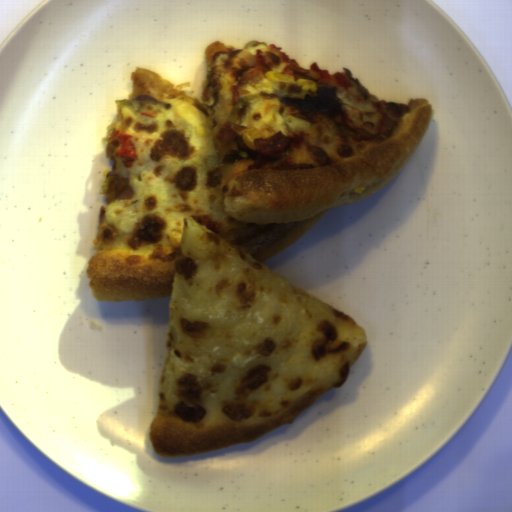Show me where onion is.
Wrapping results in <instances>:
<instances>
[{
	"label": "onion",
	"instance_id": "onion-1",
	"mask_svg": "<svg viewBox=\"0 0 512 512\" xmlns=\"http://www.w3.org/2000/svg\"><path fill=\"white\" fill-rule=\"evenodd\" d=\"M280 102L287 108H294L310 115L323 114L333 119L344 114L343 103L337 98L336 86L331 85L319 86L316 96L307 94L302 100H294L285 95L280 98Z\"/></svg>",
	"mask_w": 512,
	"mask_h": 512
},
{
	"label": "onion",
	"instance_id": "onion-2",
	"mask_svg": "<svg viewBox=\"0 0 512 512\" xmlns=\"http://www.w3.org/2000/svg\"><path fill=\"white\" fill-rule=\"evenodd\" d=\"M235 142L237 144L238 150H241L246 153L247 158L253 160L252 164L248 166V170H254L257 167L263 165L266 162H271L279 159L278 155L273 156H263L260 152L255 151L247 144H245L241 137H235Z\"/></svg>",
	"mask_w": 512,
	"mask_h": 512
},
{
	"label": "onion",
	"instance_id": "onion-3",
	"mask_svg": "<svg viewBox=\"0 0 512 512\" xmlns=\"http://www.w3.org/2000/svg\"><path fill=\"white\" fill-rule=\"evenodd\" d=\"M132 101H140L143 105L150 103L152 105L161 106L164 110H168L171 107L170 104L166 103L165 101H159L149 94H142L137 96Z\"/></svg>",
	"mask_w": 512,
	"mask_h": 512
},
{
	"label": "onion",
	"instance_id": "onion-4",
	"mask_svg": "<svg viewBox=\"0 0 512 512\" xmlns=\"http://www.w3.org/2000/svg\"><path fill=\"white\" fill-rule=\"evenodd\" d=\"M342 69L344 70V72L346 74V78H348L355 84L358 94H362L363 99L366 101L368 98V93H367L366 89L363 88L362 86H360L358 80L356 78H353L351 72L347 68L343 67Z\"/></svg>",
	"mask_w": 512,
	"mask_h": 512
},
{
	"label": "onion",
	"instance_id": "onion-5",
	"mask_svg": "<svg viewBox=\"0 0 512 512\" xmlns=\"http://www.w3.org/2000/svg\"><path fill=\"white\" fill-rule=\"evenodd\" d=\"M336 128L340 134L354 136L355 138H357L358 136L357 131L355 129L350 128L346 124L336 123Z\"/></svg>",
	"mask_w": 512,
	"mask_h": 512
}]
</instances>
